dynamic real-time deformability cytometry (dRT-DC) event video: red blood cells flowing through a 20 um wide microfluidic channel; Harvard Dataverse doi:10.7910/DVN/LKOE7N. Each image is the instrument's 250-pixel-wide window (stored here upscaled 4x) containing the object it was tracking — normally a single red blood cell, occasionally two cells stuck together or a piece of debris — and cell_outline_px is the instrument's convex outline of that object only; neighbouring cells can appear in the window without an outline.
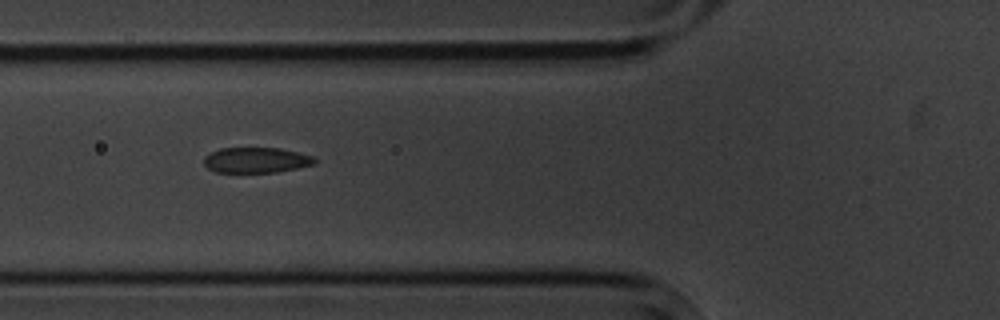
{"species": "common noctule bat (a hibernating species)", "species_latin": "Nyctalus noctula", "temperature_condition": "cold", "stored_images_in_passage": 9, "camera_frame_rate_fps": 3000, "um_per_image_px": 0.085, "animal": {"sex": "male", "body_mass_g": 20.1, "forearm_length_mm": 53.5}, "frame": {"image": 1, "passage_image": 6, "time_ms": 5.667, "image_size_px": [1000, 320], "cell_outline_px": [[316, 164], [276, 172], [216, 172], [208, 168], [204, 164], [204, 156], [220, 148], [280, 148], [312, 156], [316, 160]], "centroid_in_image_um": [21.76, 13.61], "position_along_channel_um": 104.0, "area_um2": 16.3}}
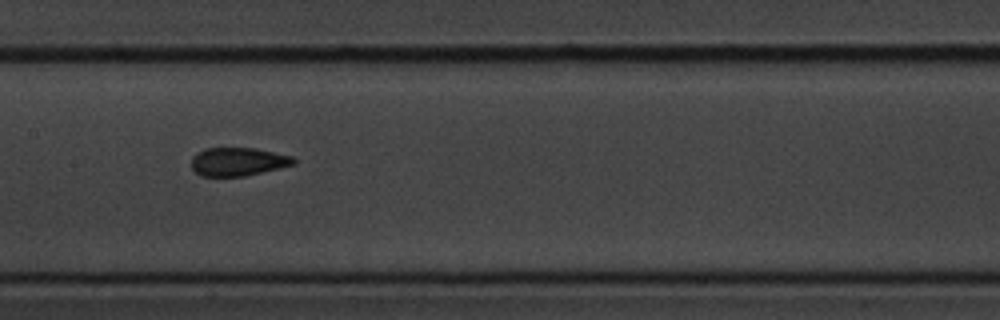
{"frame": {"image": 2, "passage_image": 8, "time_ms": 8.0, "image_size_px": [1000, 320], "cell_outline_px": [[296, 164], [244, 176], [200, 176], [192, 168], [192, 156], [196, 152], [204, 148], [256, 148], [292, 156], [296, 160]], "centroid_in_image_um": [20.21, 13.73], "position_along_channel_um": 187.2, "area_um2": 16.94}}
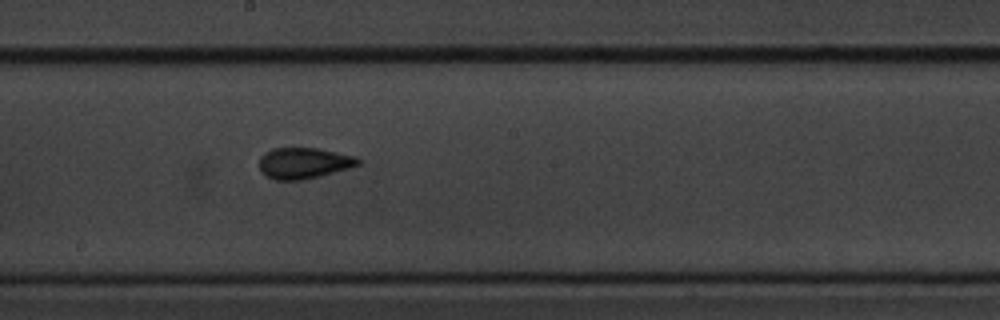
{"frame": {"image": 3, "passage_image": 9, "time_ms": 9.0, "image_size_px": [1000, 320], "cell_outline_px": [[360, 164], [348, 168], [320, 176], [300, 180], [276, 180], [264, 176], [260, 172], [260, 156], [264, 152], [272, 148], [316, 148], [356, 156], [360, 160]], "centroid_in_image_um": [25.78, 13.86], "position_along_channel_um": 222.4, "area_um2": 17.92}}